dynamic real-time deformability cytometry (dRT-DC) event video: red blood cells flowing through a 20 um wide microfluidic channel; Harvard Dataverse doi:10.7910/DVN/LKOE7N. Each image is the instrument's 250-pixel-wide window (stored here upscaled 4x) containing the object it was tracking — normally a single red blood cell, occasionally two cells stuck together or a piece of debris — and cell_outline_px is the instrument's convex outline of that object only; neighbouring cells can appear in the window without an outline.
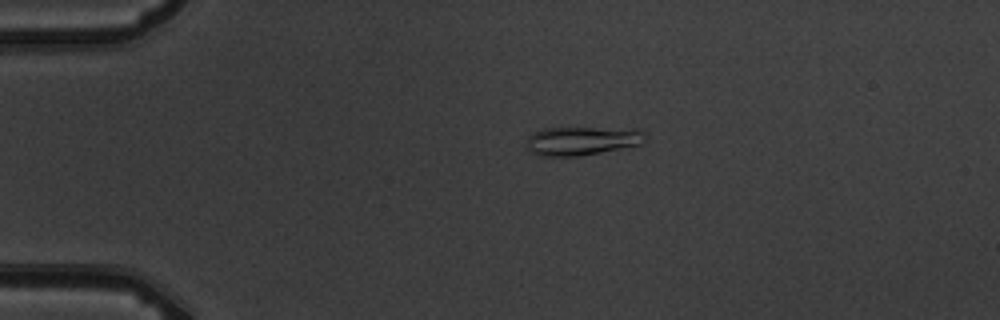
{"species": "common noctule bat (a hibernating species)", "species_latin": "Nyctalus noctula", "temperature_condition": "warm", "stored_images_in_passage": 10, "camera_frame_rate_fps": 3000, "um_per_image_px": 0.085, "animal": {"sex": "male", "body_mass_g": 19.5, "forearm_length_mm": 54.6}, "frame": {"image": 1, "passage_image": 4, "time_ms": 3.333, "image_size_px": [1000, 320], "cell_outline_px": [[644, 140], [640, 144], [580, 156], [544, 156], [532, 152], [528, 148], [528, 136], [544, 128], [636, 128], [644, 132]], "centroid_in_image_um": [49.48, 11.96], "position_along_channel_um": 35.5, "area_um2": 19.54}}
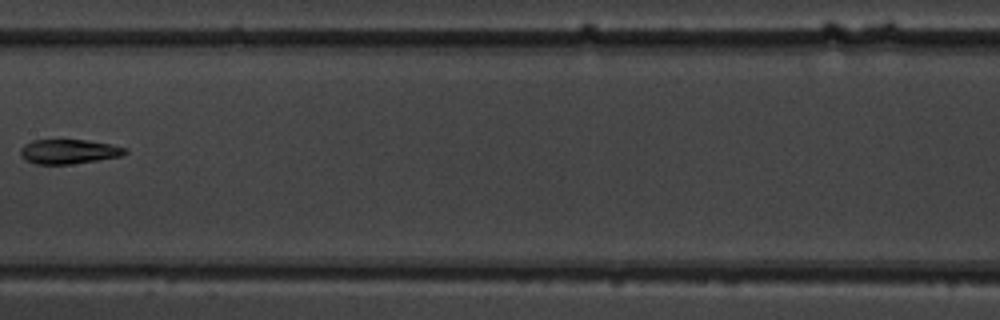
{"frame": {"image": 2, "passage_image": 9, "time_ms": 9.0, "image_size_px": [1000, 320], "cell_outline_px": [[128, 152], [124, 156], [72, 164], [36, 164], [24, 160], [20, 156], [20, 148], [24, 144], [32, 140], [88, 140], [112, 144], [128, 148]], "centroid_in_image_um": [5.87, 12.88], "position_along_channel_um": 201.5, "area_um2": 15.26}}
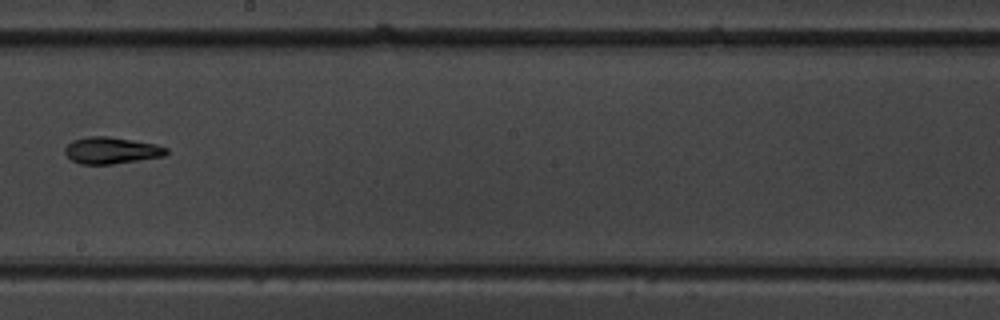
{"frame": {"image": 3, "passage_image": 10, "time_ms": 10.0, "image_size_px": [1000, 320], "cell_outline_px": [[168, 152], [164, 156], [112, 164], [80, 164], [72, 160], [64, 152], [64, 148], [72, 140], [88, 136], [108, 136], [156, 144], [168, 148]], "centroid_in_image_um": [9.45, 12.78], "position_along_channel_um": 238.7, "area_um2": 15.72}}